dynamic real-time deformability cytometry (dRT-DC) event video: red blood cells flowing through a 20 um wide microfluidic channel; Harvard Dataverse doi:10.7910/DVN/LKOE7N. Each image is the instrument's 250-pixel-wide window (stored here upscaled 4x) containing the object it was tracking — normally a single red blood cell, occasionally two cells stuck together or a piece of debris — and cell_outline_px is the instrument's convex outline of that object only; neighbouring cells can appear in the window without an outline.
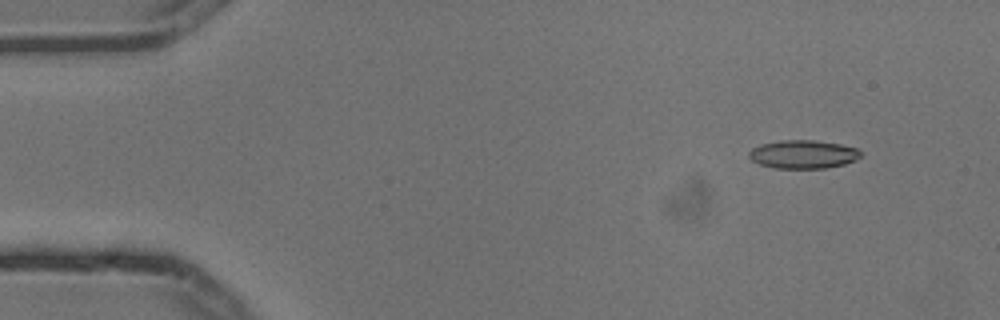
{"species": "common noctule bat (a hibernating species)", "species_latin": "Nyctalus noctula", "temperature_condition": "cold", "stored_images_in_passage": 4, "camera_frame_rate_fps": 3000, "um_per_image_px": 0.085, "animal": {"sex": "male", "body_mass_g": 13.3}, "frame": {"image": 1, "passage_image": 1, "time_ms": 0.0, "image_size_px": [1000, 320], "cell_outline_px": [[860, 156], [856, 160], [844, 164], [824, 168], [776, 168], [760, 164], [752, 160], [748, 156], [748, 152], [752, 148], [760, 144], [784, 140], [812, 140], [840, 144], [856, 148], [860, 152]], "centroid_in_image_um": [68.24, 13.11], "position_along_channel_um": 16.8, "area_um2": 18.32}}
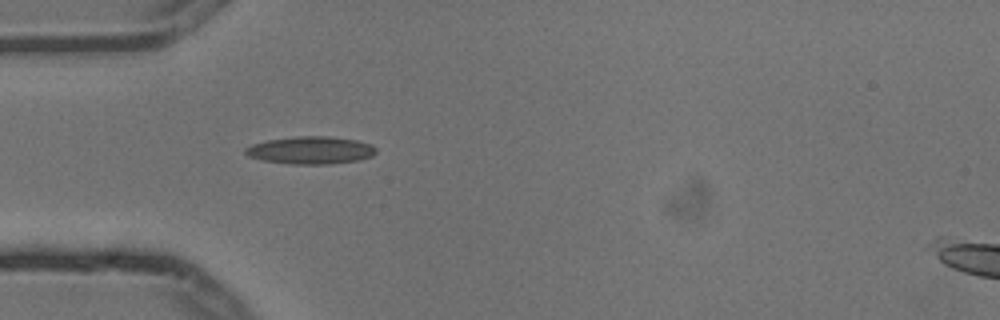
{"frame": {"image": 2, "passage_image": 4, "time_ms": 1.0, "image_size_px": [1000, 320], "cell_outline_px": [[376, 152], [372, 156], [360, 160], [328, 164], [292, 164], [264, 160], [248, 156], [244, 152], [244, 148], [252, 144], [268, 140], [296, 136], [328, 136], [356, 140], [372, 144], [376, 148]], "centroid_in_image_um": [26.42, 12.77], "position_along_channel_um": 58.6, "area_um2": 20.98}}